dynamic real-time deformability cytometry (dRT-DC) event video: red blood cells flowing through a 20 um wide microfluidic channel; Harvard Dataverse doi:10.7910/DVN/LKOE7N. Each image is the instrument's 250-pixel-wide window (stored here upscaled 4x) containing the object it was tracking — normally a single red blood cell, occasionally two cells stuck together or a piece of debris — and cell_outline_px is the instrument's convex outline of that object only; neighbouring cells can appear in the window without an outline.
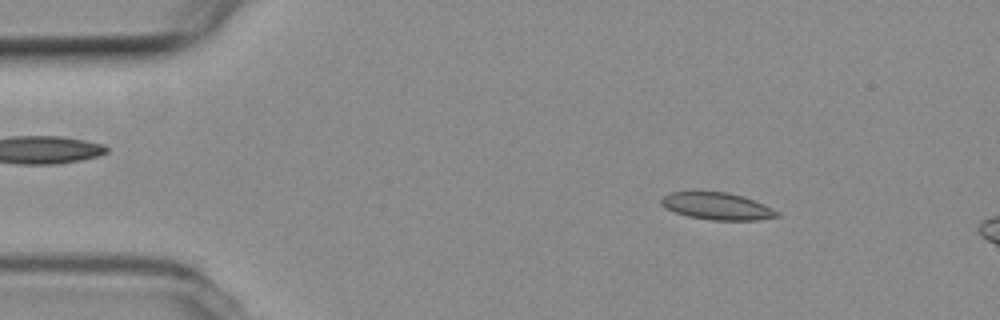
{"species": "common noctule bat (a hibernating species)", "species_latin": "Nyctalus noctula", "temperature_condition": "room temperature", "stored_images_in_passage": 15, "camera_frame_rate_fps": 3000, "um_per_image_px": 0.085, "animal": {"sex": "female", "body_mass_g": 19.3, "forearm_length_mm": 54.1}, "frame": {"image": 1, "passage_image": 7, "time_ms": 2.0, "image_size_px": [1000, 320], "cell_outline_px": [[780, 216], [756, 220], [712, 220], [688, 216], [664, 208], [660, 204], [660, 200], [664, 196], [672, 192], [728, 192], [744, 196], [764, 204], [780, 212]], "centroid_in_image_um": [60.97, 17.53], "position_along_channel_um": 24.0, "area_um2": 18.26}}